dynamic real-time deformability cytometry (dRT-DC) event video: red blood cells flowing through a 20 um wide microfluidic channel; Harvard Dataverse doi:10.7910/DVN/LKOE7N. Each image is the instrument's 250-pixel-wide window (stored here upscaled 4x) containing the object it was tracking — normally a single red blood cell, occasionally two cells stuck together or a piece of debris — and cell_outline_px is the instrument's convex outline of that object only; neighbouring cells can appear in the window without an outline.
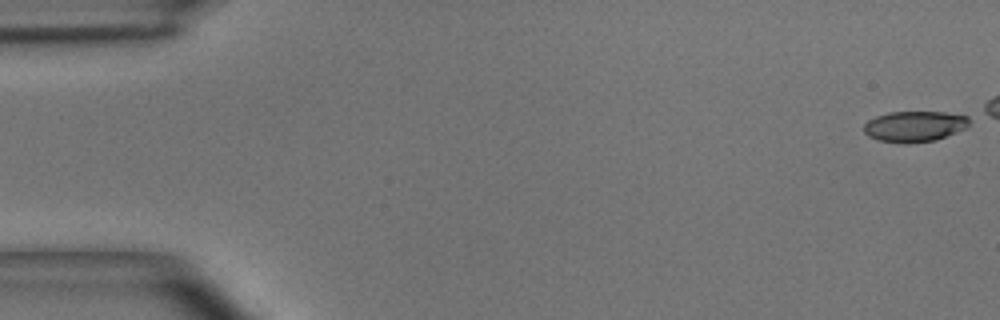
{"species": "common noctule bat (a hibernating species)", "species_latin": "Nyctalus noctula", "temperature_condition": "room temperature", "stored_images_in_passage": 41, "camera_frame_rate_fps": 3000, "um_per_image_px": 0.085, "animal": {"sex": "male", "body_mass_g": 15.6}, "frame": {"image": 1, "passage_image": 1, "time_ms": 0.0, "image_size_px": [1000, 320], "cell_outline_px": [[968, 128], [936, 140], [880, 140], [868, 136], [864, 132], [864, 124], [868, 120], [876, 116], [888, 112], [944, 112], [968, 116]], "centroid_in_image_um": [77.77, 10.69], "position_along_channel_um": 7.2, "area_um2": 18.15}}
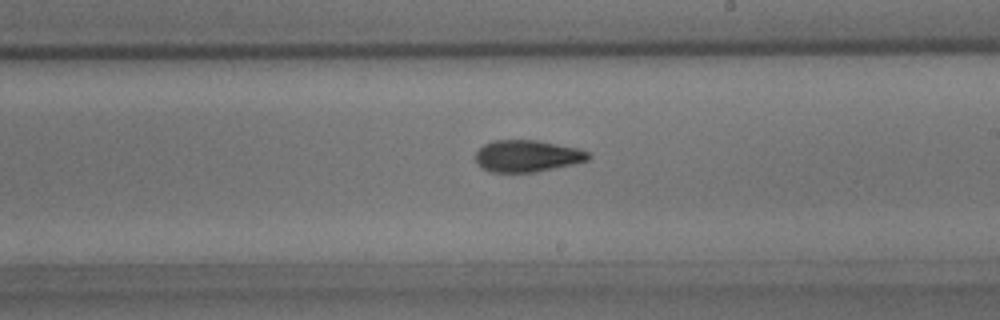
{"frame": {"image": 2, "passage_image": 29, "time_ms": 9.333, "image_size_px": [1000, 320], "cell_outline_px": [[592, 156], [588, 160], [572, 164], [536, 172], [492, 172], [480, 168], [476, 160], [476, 152], [484, 144], [496, 140], [536, 140], [580, 148], [592, 152]], "centroid_in_image_um": [44.85, 13.26], "position_along_channel_um": 244.2, "area_um2": 21.04}}
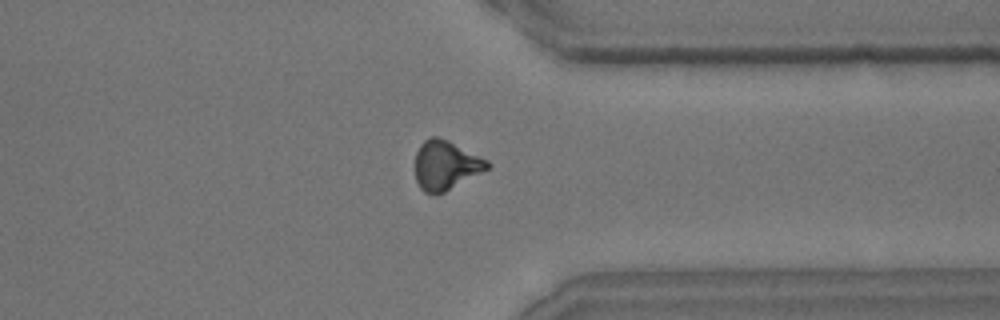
{"frame": {"image": 3, "passage_image": 39, "time_ms": 12.667, "image_size_px": [1000, 320], "cell_outline_px": [[492, 164], [488, 168], [444, 192], [436, 196], [424, 192], [420, 188], [416, 180], [416, 152], [420, 144], [424, 140], [432, 136], [436, 136], [448, 140], [488, 160]], "centroid_in_image_um": [37.86, 14.04], "position_along_channel_um": 373.5, "area_um2": 20.58}}